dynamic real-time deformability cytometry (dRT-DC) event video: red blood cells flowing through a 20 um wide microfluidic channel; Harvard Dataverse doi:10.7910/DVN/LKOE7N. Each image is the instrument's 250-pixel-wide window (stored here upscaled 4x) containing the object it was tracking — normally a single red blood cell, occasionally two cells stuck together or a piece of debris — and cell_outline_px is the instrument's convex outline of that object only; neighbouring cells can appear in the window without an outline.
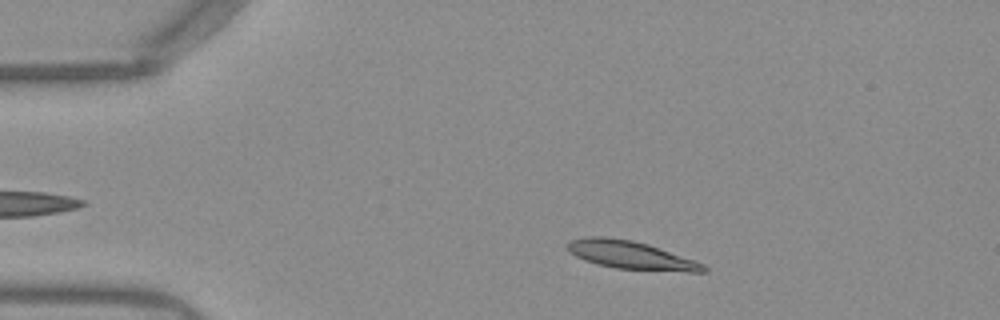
{"species": "Egyptian fruit bat (a non-hibernating species)", "species_latin": "Rousettus aegyptiacus", "temperature_condition": "warm", "stored_images_in_passage": 48, "camera_frame_rate_fps": 3000, "um_per_image_px": 0.085, "frame": {"image": 1, "passage_image": 6, "time_ms": 1.667, "image_size_px": [1000, 320], "cell_outline_px": [[708, 272], [688, 272], [616, 268], [584, 260], [576, 256], [568, 248], [568, 240], [584, 236], [604, 236], [632, 240], [648, 244], [704, 264], [708, 268]], "centroid_in_image_um": [53.62, 21.67], "position_along_channel_um": 31.4, "area_um2": 22.08}}
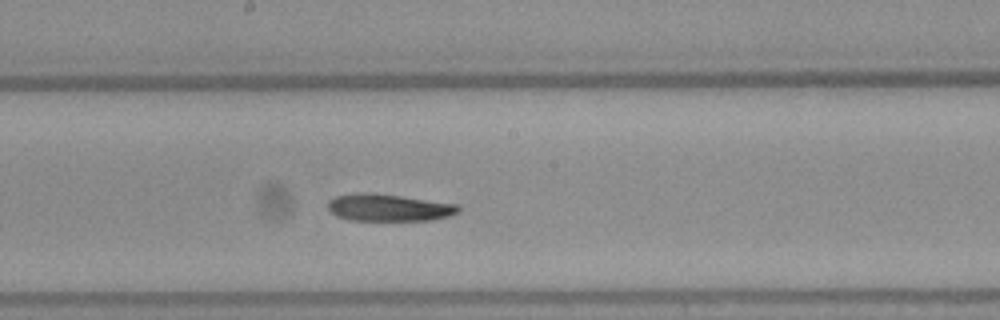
{"frame": {"image": 2, "passage_image": 24, "time_ms": 7.667, "image_size_px": [1000, 320], "cell_outline_px": [[460, 212], [448, 216], [432, 220], [352, 220], [336, 216], [328, 208], [328, 200], [336, 196], [356, 192], [368, 192], [400, 196], [460, 204]], "centroid_in_image_um": [33.06, 17.64], "position_along_channel_um": 215.1, "area_um2": 20.69}}
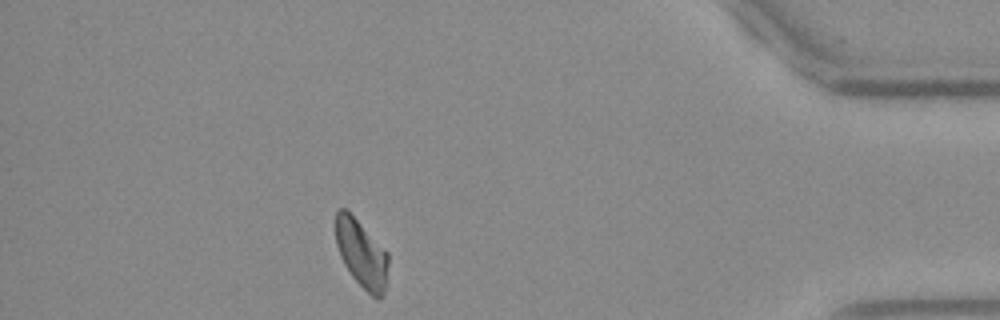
{"frame": {"image": 3, "passage_image": 42, "time_ms": 13.667, "image_size_px": [1000, 320], "cell_outline_px": [[388, 264], [384, 292], [380, 296], [372, 296], [352, 276], [344, 264], [340, 256], [336, 244], [336, 212], [340, 208], [344, 208], [388, 252]], "centroid_in_image_um": [30.72, 21.56], "position_along_channel_um": 404.5, "area_um2": 20.11}, "authors_computed_cell_mechanics": {"area_um2": 21.2704, "velocity_mm_per_s": 3.9253, "shape_relaxation_time_tau1_ms": null, "shape_relaxation_time_tau2_ms": 7.7947, "deformation_change_tau1": null, "deformation_change_tau2": 0.164}}